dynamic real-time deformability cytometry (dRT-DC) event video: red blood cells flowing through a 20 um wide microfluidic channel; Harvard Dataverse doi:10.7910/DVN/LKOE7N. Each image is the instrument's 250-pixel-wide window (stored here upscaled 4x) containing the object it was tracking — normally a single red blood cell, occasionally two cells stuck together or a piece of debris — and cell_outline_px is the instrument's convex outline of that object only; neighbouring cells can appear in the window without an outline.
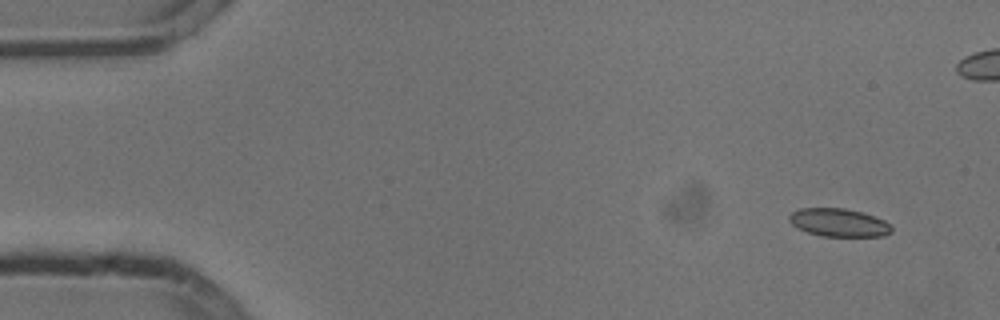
{"species": "common noctule bat (a hibernating species)", "species_latin": "Nyctalus noctula", "temperature_condition": "cold", "stored_images_in_passage": 6, "camera_frame_rate_fps": 3000, "um_per_image_px": 0.085, "animal": {"sex": "male", "body_mass_g": 13.3}, "frame": {"image": 1, "passage_image": 1, "time_ms": 0.0, "image_size_px": [1000, 320], "cell_outline_px": [[892, 232], [884, 236], [820, 236], [796, 228], [788, 220], [788, 216], [792, 212], [800, 208], [844, 208], [860, 212], [884, 220], [892, 224]], "centroid_in_image_um": [71.29, 18.92], "position_along_channel_um": 13.7, "area_um2": 16.82}}
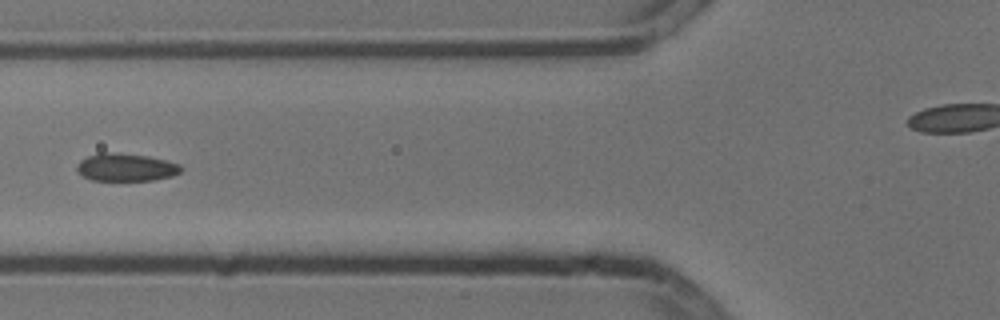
{"frame": {"image": 2, "passage_image": 6, "time_ms": 1.667, "image_size_px": [1000, 320], "cell_outline_px": [[184, 168], [180, 172], [172, 176], [152, 180], [92, 180], [76, 172], [76, 164], [80, 160], [88, 156], [100, 152], [116, 152], [148, 156], [180, 164]], "centroid_in_image_um": [10.68, 14.21], "position_along_channel_um": 115.1, "area_um2": 16.94}}